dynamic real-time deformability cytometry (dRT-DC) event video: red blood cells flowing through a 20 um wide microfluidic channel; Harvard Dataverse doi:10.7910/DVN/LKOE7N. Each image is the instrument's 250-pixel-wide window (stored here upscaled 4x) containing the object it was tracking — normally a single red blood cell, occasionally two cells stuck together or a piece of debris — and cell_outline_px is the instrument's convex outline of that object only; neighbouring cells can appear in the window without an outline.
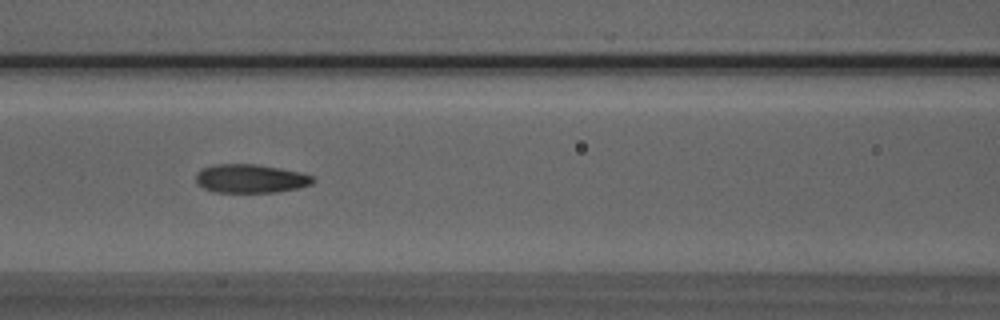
{"species": "Egyptian fruit bat (a non-hibernating species)", "species_latin": "Rousettus aegyptiacus", "temperature_condition": "room temperature", "stored_images_in_passage": 39, "camera_frame_rate_fps": 3000, "um_per_image_px": 0.085, "animal": {"sex": "male"}, "frame": {"image": 1, "passage_image": 10, "time_ms": 3.0, "image_size_px": [1000, 320], "cell_outline_px": [[316, 180], [312, 184], [296, 188], [276, 192], [212, 192], [196, 184], [196, 172], [204, 168], [216, 164], [256, 164], [280, 168], [300, 172], [312, 176]], "centroid_in_image_um": [21.28, 15.18], "position_along_channel_um": 145.3, "area_um2": 19.54}}
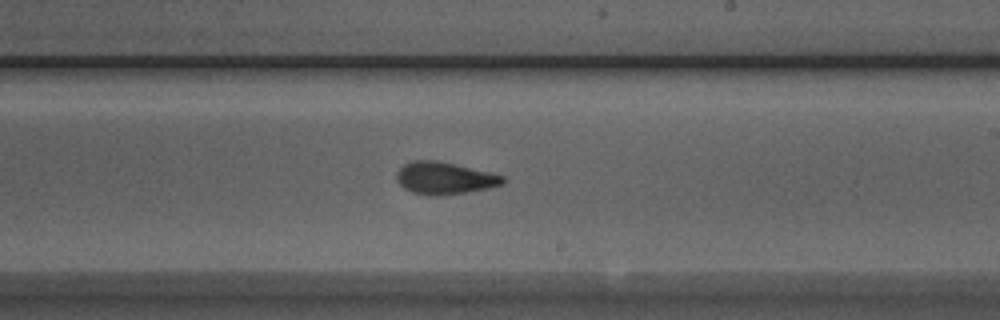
{"frame": {"image": 2, "passage_image": 18, "time_ms": 5.667, "image_size_px": [1000, 320], "cell_outline_px": [[504, 184], [488, 188], [440, 196], [428, 196], [412, 192], [404, 188], [396, 180], [396, 172], [404, 164], [412, 160], [436, 160], [488, 172], [504, 176]], "centroid_in_image_um": [37.73, 15.15], "position_along_channel_um": 251.3, "area_um2": 19.83}}
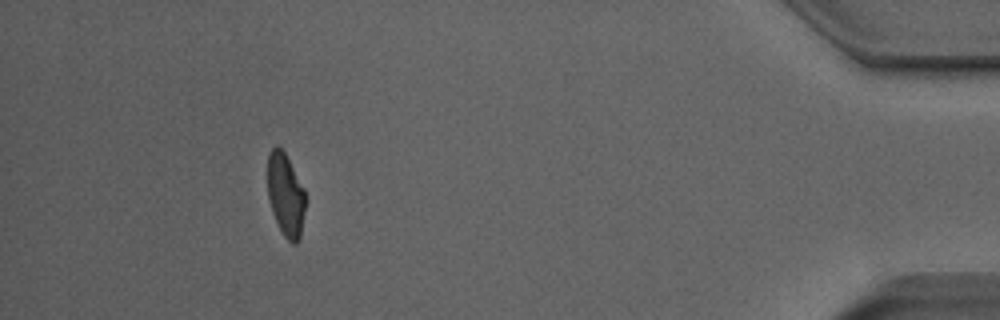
{"frame": {"image": 3, "passage_image": 35, "time_ms": 11.333, "image_size_px": [1000, 320], "cell_outline_px": [[304, 208], [300, 236], [296, 244], [292, 244], [284, 236], [272, 212], [268, 200], [268, 156], [272, 148], [276, 144], [284, 152], [304, 188]], "centroid_in_image_um": [24.26, 16.56], "position_along_channel_um": 410.9, "area_um2": 17.92}, "authors_computed_cell_mechanics": {"area_um2": 19.5364, "velocity_mm_per_s": 3.9801, "shape_relaxation_time_tau1_ms": 4.4323, "shape_relaxation_time_tau2_ms": 1.7842, "deformation_change_tau1": 0.1865, "deformation_change_tau2": 0.0901}}